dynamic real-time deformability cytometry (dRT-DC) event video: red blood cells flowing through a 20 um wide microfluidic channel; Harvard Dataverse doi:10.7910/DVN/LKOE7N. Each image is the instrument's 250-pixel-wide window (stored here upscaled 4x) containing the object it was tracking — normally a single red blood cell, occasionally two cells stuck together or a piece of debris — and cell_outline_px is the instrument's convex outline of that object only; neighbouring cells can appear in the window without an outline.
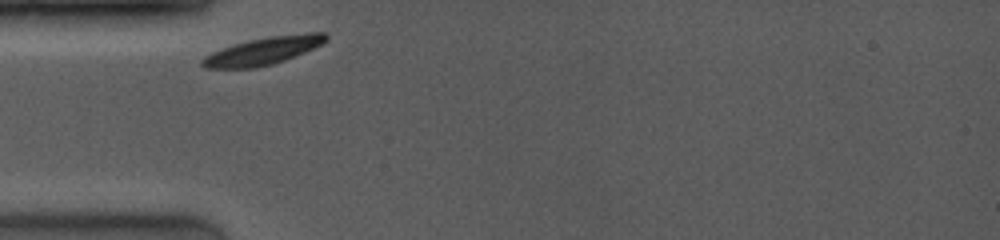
{"species": "common noctule bat (a hibernating species)", "species_latin": "Nyctalus noctula", "temperature_condition": "room temperature", "stored_images_in_passage": 22, "camera_frame_rate_fps": 4000, "um_per_image_px": 0.085, "animal": {"sex": "female", "body_mass_g": 19.0, "forearm_length_mm": 53.3}, "frame": {"image": 1, "passage_image": 1, "time_ms": 0.0, "image_size_px": [1000, 240], "cell_outline_px": [[328, 40], [324, 44], [284, 60], [272, 64], [256, 68], [204, 68], [200, 64], [200, 60], [204, 56], [212, 52], [248, 40], [268, 36], [308, 32], [324, 32], [328, 36]], "centroid_in_image_um": [22.41, 4.31], "position_along_channel_um": 62.6, "area_um2": 19.94}}
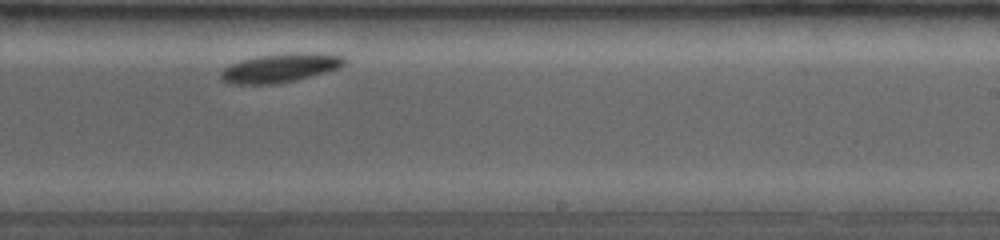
{"frame": {"image": 2, "passage_image": 14, "time_ms": 5.5, "image_size_px": [1000, 240], "cell_outline_px": [[348, 60], [340, 68], [296, 80], [272, 84], [232, 84], [220, 80], [220, 72], [224, 68], [232, 64], [256, 56], [288, 52], [316, 52], [344, 56]], "centroid_in_image_um": [23.86, 5.76], "position_along_channel_um": 265.1, "area_um2": 20.98}}
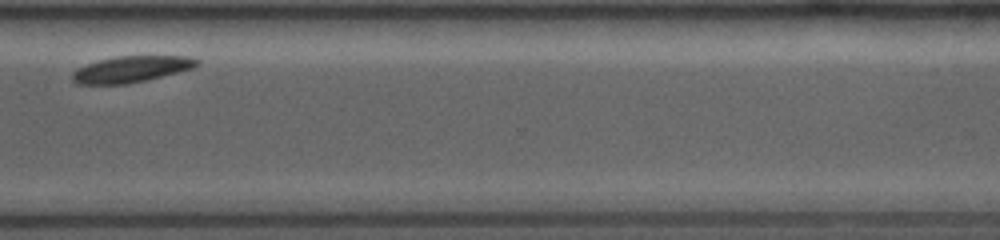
{"frame": {"image": 3, "passage_image": 20, "time_ms": 8.0, "image_size_px": [1000, 240], "cell_outline_px": [[200, 64], [192, 68], [128, 84], [76, 84], [72, 80], [72, 72], [76, 68], [100, 60], [116, 56], [188, 56], [200, 60]], "centroid_in_image_um": [11.13, 5.88], "position_along_channel_um": 359.5, "area_um2": 18.9}, "authors_computed_cell_mechanics": {"area_um2": 20.1722, "velocity_mm_per_s": 3.7231, "shape_relaxation_time_tau1_ms": 0.435, "shape_relaxation_time_tau2_ms": null, "deformation_change_tau1": 0.0568, "deformation_change_tau2": null}}